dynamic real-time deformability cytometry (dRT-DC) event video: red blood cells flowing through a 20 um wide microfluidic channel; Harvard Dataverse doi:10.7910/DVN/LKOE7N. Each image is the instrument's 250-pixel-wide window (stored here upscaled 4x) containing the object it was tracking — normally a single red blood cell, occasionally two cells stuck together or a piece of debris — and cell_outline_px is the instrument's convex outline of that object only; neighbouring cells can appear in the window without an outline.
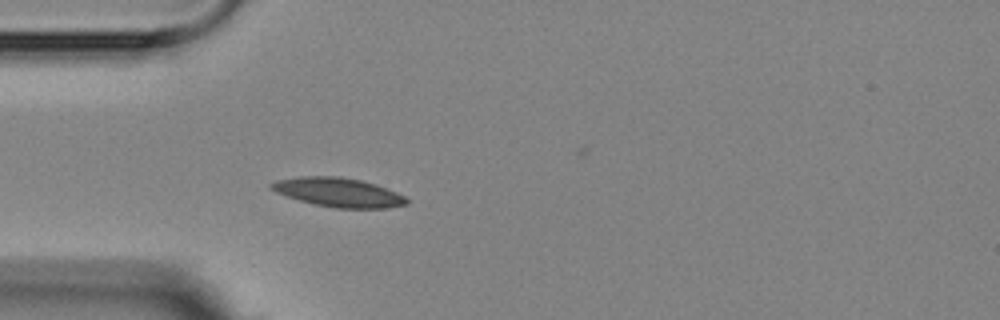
{"species": "Egyptian fruit bat (a non-hibernating species)", "species_latin": "Rousettus aegyptiacus", "temperature_condition": "room temperature", "stored_images_in_passage": 4, "camera_frame_rate_fps": 3000, "um_per_image_px": 0.085, "animal": {"sex": "female"}, "frame": {"image": 1, "passage_image": 4, "time_ms": 3.667, "image_size_px": [1000, 320], "cell_outline_px": [[408, 204], [388, 208], [336, 208], [316, 204], [300, 200], [276, 192], [268, 188], [268, 184], [276, 180], [300, 176], [336, 176], [360, 180], [376, 184], [396, 192], [404, 196], [408, 200]], "centroid_in_image_um": [28.75, 16.34], "position_along_channel_um": 56.2, "area_um2": 22.83}}